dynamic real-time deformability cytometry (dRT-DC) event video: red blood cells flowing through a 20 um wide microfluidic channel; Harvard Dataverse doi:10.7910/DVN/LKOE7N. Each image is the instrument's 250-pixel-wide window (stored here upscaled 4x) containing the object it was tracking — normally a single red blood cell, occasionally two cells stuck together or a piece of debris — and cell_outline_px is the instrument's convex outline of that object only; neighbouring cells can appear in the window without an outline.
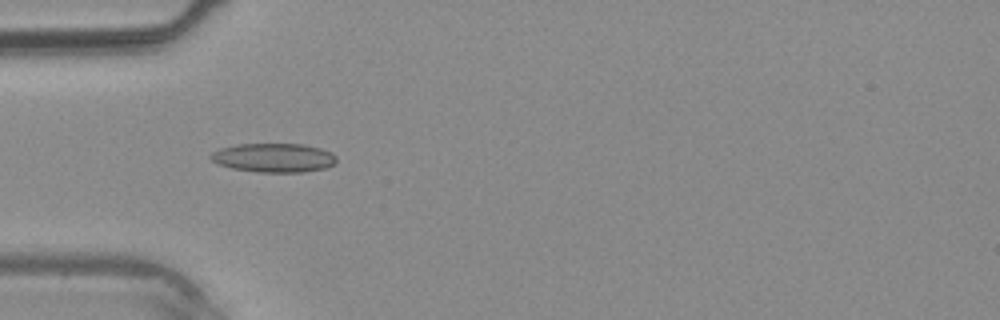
{"species": "common noctule bat (a hibernating species)", "species_latin": "Nyctalus noctula", "temperature_condition": "warm", "stored_images_in_passage": 14, "camera_frame_rate_fps": 3000, "um_per_image_px": 0.085, "animal": {"sex": "male", "body_mass_g": 20.4}, "frame": {"image": 1, "passage_image": 12, "time_ms": 3.667, "image_size_px": [1000, 320], "cell_outline_px": [[336, 164], [324, 168], [304, 172], [256, 172], [232, 168], [220, 164], [212, 160], [208, 156], [212, 152], [220, 148], [240, 144], [304, 144], [320, 148], [332, 152], [336, 156]], "centroid_in_image_um": [23.29, 13.41], "position_along_channel_um": 61.7, "area_um2": 21.27}}